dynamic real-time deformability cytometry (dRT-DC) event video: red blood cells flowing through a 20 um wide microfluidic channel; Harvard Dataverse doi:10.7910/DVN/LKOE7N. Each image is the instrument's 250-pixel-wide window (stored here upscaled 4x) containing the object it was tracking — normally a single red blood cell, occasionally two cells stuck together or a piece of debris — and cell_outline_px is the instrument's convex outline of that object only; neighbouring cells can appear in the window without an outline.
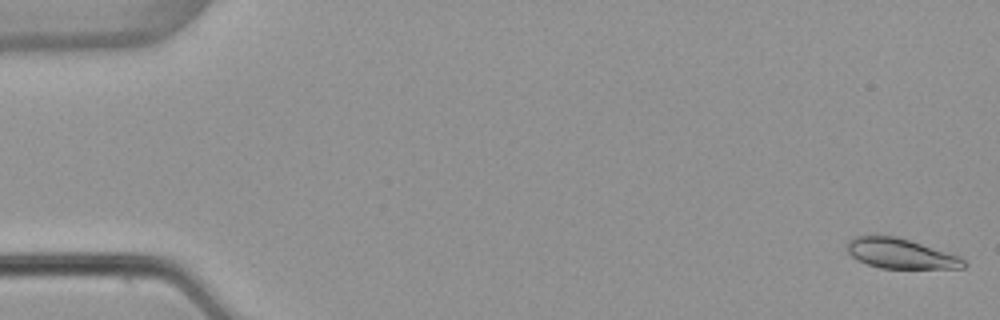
{"species": "common noctule bat (a hibernating species)", "species_latin": "Nyctalus noctula", "temperature_condition": "warm", "stored_images_in_passage": 53, "camera_frame_rate_fps": 3000, "um_per_image_px": 0.085, "animal": {"sex": "female", "body_mass_g": 22.7, "forearm_length_mm": 54.2}, "frame": {"image": 1, "passage_image": 1, "time_ms": 0.0, "image_size_px": [1000, 320], "cell_outline_px": [[968, 264], [964, 268], [880, 268], [856, 260], [848, 252], [848, 240], [856, 236], [896, 236], [960, 256]], "centroid_in_image_um": [76.56, 21.56], "position_along_channel_um": 8.4, "area_um2": 20.17}}
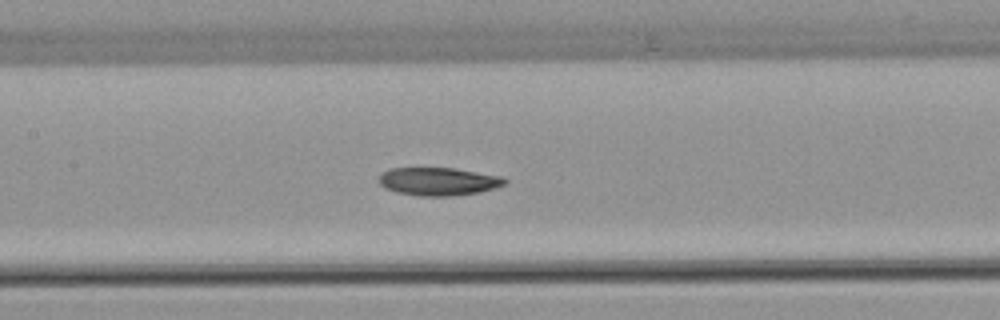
{"frame": {"image": 2, "passage_image": 25, "time_ms": 8.0, "image_size_px": [1000, 320], "cell_outline_px": [[508, 180], [504, 184], [480, 192], [452, 196], [420, 196], [396, 192], [384, 188], [380, 184], [380, 176], [388, 168], [452, 168], [504, 176]], "centroid_in_image_um": [37.27, 15.42], "position_along_channel_um": 170.1, "area_um2": 20.52}}
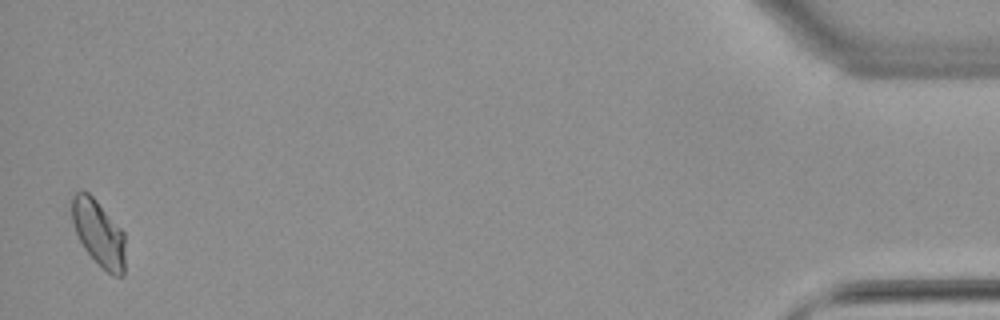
{"frame": {"image": 3, "passage_image": 52, "time_ms": 17.0, "image_size_px": [1000, 320], "cell_outline_px": [[124, 276], [112, 276], [84, 248], [76, 232], [72, 220], [68, 200], [76, 192], [88, 192], [96, 200], [124, 232]], "centroid_in_image_um": [8.35, 19.77], "position_along_channel_um": 426.8, "area_um2": 20.4}, "authors_computed_cell_mechanics": {"area_um2": 20.7502, "velocity_mm_per_s": 3.8696, "shape_relaxation_time_tau1_ms": 9.2601, "shape_relaxation_time_tau2_ms": 7.3261, "deformation_change_tau1": 0.2065, "deformation_change_tau2": 0.1036}}